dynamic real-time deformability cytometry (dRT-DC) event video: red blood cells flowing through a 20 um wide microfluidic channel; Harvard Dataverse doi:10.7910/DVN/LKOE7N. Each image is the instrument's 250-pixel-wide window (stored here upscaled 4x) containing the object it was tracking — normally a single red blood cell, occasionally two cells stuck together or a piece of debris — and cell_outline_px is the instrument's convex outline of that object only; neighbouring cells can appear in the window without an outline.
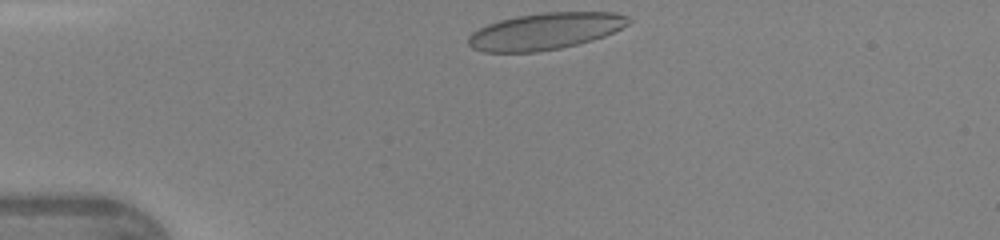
{"species": "human", "species_latin": "Homo sapiens", "temperature_condition": "warm", "stored_images_in_passage": 29, "camera_frame_rate_fps": 3000, "um_per_image_px": 0.085, "donor": {"sex": "female"}, "frame": {"image": 1, "passage_image": 1, "time_ms": 0.0, "image_size_px": [1000, 240], "cell_outline_px": [[632, 20], [628, 24], [604, 36], [592, 40], [560, 48], [536, 52], [484, 52], [472, 48], [468, 44], [468, 36], [472, 32], [488, 24], [500, 20], [516, 16], [544, 12], [616, 12], [628, 16]], "centroid_in_image_um": [46.33, 2.65], "position_along_channel_um": 38.7, "area_um2": 34.16}}
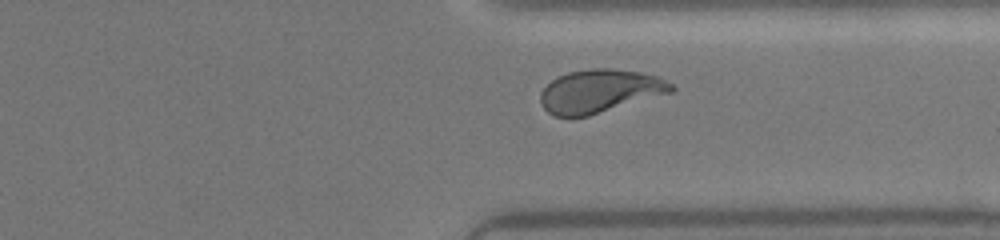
{"frame": {"image": 2, "passage_image": 25, "time_ms": 8.0, "image_size_px": [1000, 240], "cell_outline_px": [[676, 88], [672, 92], [588, 116], [568, 120], [552, 116], [544, 108], [540, 100], [540, 92], [552, 80], [568, 72], [588, 68], [612, 68], [640, 72], [660, 76], [672, 84]], "centroid_in_image_um": [50.96, 7.77], "position_along_channel_um": 360.4, "area_um2": 33.47}, "authors_computed_cell_mechanics": {"area_um2": 33.1194, "velocity_mm_per_s": 4.3369, "shape_relaxation_time_tau1_ms": 4.5332, "shape_relaxation_time_tau2_ms": null, "deformation_change_tau1": 0.1918, "deformation_change_tau2": null}}